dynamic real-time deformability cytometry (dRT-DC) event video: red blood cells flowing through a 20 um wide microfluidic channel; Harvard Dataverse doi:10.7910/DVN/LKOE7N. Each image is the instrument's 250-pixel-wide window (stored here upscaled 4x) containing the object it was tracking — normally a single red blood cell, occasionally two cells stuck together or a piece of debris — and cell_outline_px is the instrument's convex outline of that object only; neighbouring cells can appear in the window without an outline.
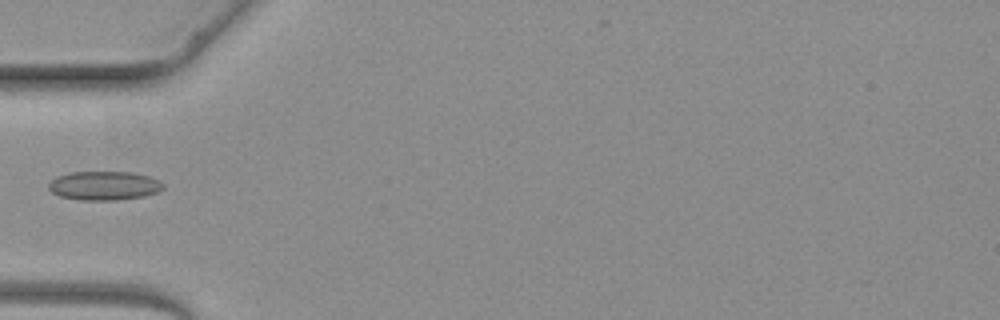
{"species": "common noctule bat (a hibernating species)", "species_latin": "Nyctalus noctula", "temperature_condition": "warm", "stored_images_in_passage": 3, "camera_frame_rate_fps": 3000, "um_per_image_px": 0.085, "animal": {"sex": "female", "body_mass_g": 19.3, "forearm_length_mm": 54.1}, "frame": {"image": 1, "passage_image": 3, "time_ms": 2.333, "image_size_px": [1000, 320], "cell_outline_px": [[164, 188], [160, 192], [144, 196], [116, 200], [80, 200], [60, 196], [52, 192], [48, 188], [48, 184], [56, 176], [68, 172], [132, 172], [148, 176], [160, 180], [164, 184]], "centroid_in_image_um": [8.87, 15.78], "position_along_channel_um": 76.1, "area_um2": 19.48}}